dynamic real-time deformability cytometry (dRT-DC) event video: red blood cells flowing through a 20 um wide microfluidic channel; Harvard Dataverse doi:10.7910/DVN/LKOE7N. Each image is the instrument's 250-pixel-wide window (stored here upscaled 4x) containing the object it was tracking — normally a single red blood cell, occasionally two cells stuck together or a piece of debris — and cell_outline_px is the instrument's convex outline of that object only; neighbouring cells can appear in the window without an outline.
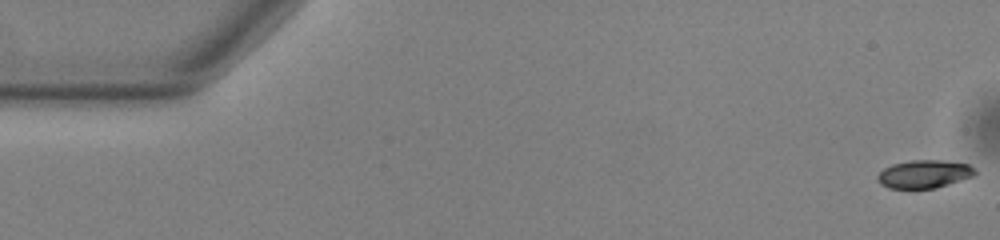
{"species": "common noctule bat (a hibernating species)", "species_latin": "Nyctalus noctula", "temperature_condition": "warm", "stored_images_in_passage": 54, "camera_frame_rate_fps": 3000, "um_per_image_px": 0.085, "animal": {"sex": "male", "body_mass_g": 13.0, "forearm_length_mm": 53.1}, "frame": {"image": 1, "passage_image": 1, "time_ms": 0.0, "image_size_px": [1000, 240], "cell_outline_px": [[976, 172], [972, 176], [936, 188], [888, 188], [880, 184], [876, 176], [884, 168], [892, 164], [912, 160], [944, 160], [968, 164]], "centroid_in_image_um": [78.51, 14.79], "position_along_channel_um": 6.5, "area_um2": 15.78}}
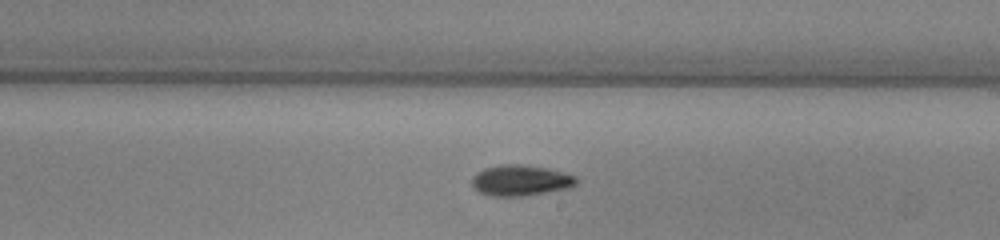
{"frame": {"image": 2, "passage_image": 31, "time_ms": 10.0, "image_size_px": [1000, 240], "cell_outline_px": [[576, 184], [568, 188], [524, 196], [492, 196], [480, 192], [472, 184], [472, 176], [476, 172], [484, 168], [504, 164], [520, 164], [544, 168], [576, 176]], "centroid_in_image_um": [44.21, 15.33], "position_along_channel_um": 244.8, "area_um2": 18.44}}
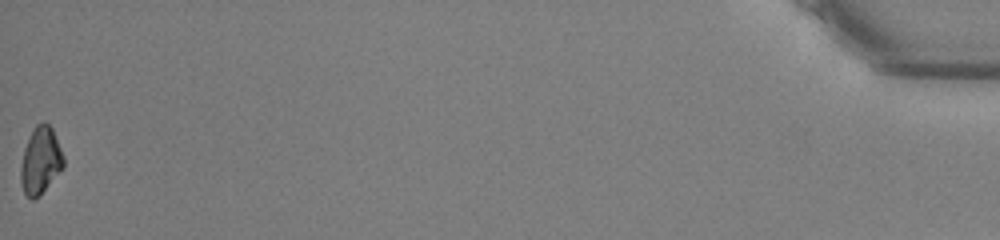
{"frame": {"image": 3, "passage_image": 54, "time_ms": 17.667, "image_size_px": [1000, 240], "cell_outline_px": [[64, 168], [40, 196], [32, 200], [24, 192], [20, 184], [20, 168], [24, 148], [36, 124], [44, 120], [52, 128], [64, 156]], "centroid_in_image_um": [3.45, 13.67], "position_along_channel_um": 431.7, "area_um2": 16.88}, "authors_computed_cell_mechanics": {"area_um2": 16.9932, "velocity_mm_per_s": 3.8347, "shape_relaxation_time_tau1_ms": 3.2187, "shape_relaxation_time_tau2_ms": 9.7835, "deformation_change_tau1": 0.1046, "deformation_change_tau2": 0.1579}}